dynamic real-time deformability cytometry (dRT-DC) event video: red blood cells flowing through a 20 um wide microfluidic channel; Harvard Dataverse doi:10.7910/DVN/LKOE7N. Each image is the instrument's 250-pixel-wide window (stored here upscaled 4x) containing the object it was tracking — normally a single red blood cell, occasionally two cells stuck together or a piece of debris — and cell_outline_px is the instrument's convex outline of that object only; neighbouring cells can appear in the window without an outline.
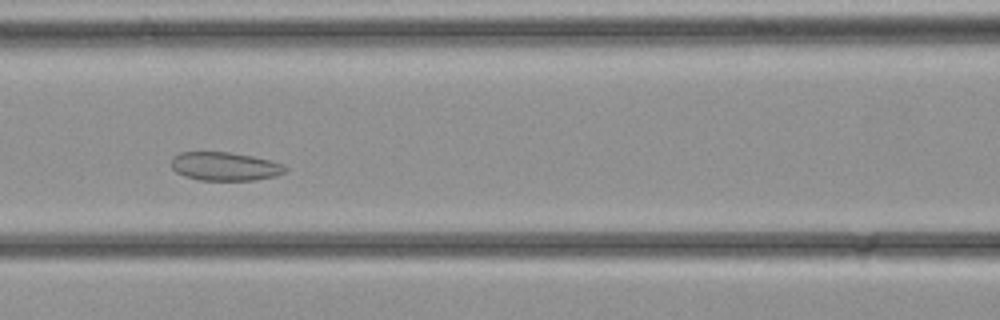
{"species": "common noctule bat (a hibernating species)", "species_latin": "Nyctalus noctula", "temperature_condition": "cold", "stored_images_in_passage": 29, "camera_frame_rate_fps": 3000, "um_per_image_px": 0.085, "animal": {"sex": "female", "body_mass_g": 21.9}, "frame": {"image": 1, "passage_image": 9, "time_ms": 2.667, "image_size_px": [1000, 320], "cell_outline_px": [[288, 168], [284, 172], [276, 176], [252, 180], [200, 180], [184, 176], [176, 172], [172, 168], [172, 156], [180, 152], [232, 152], [252, 156], [284, 164]], "centroid_in_image_um": [19.1, 14.14], "position_along_channel_um": 147.5, "area_um2": 18.96}}
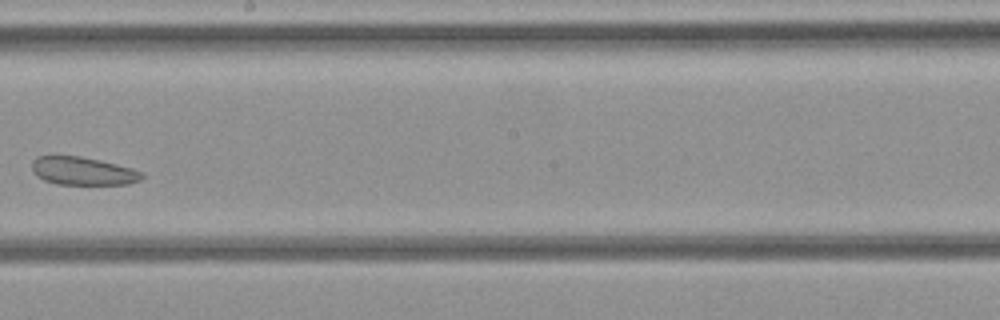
{"frame": {"image": 2, "passage_image": 14, "time_ms": 4.333, "image_size_px": [1000, 320], "cell_outline_px": [[144, 176], [140, 180], [128, 184], [56, 184], [44, 180], [36, 176], [32, 172], [32, 160], [36, 156], [80, 156], [100, 160], [132, 168], [144, 172]], "centroid_in_image_um": [7.04, 14.53], "position_along_channel_um": 241.2, "area_um2": 18.09}}
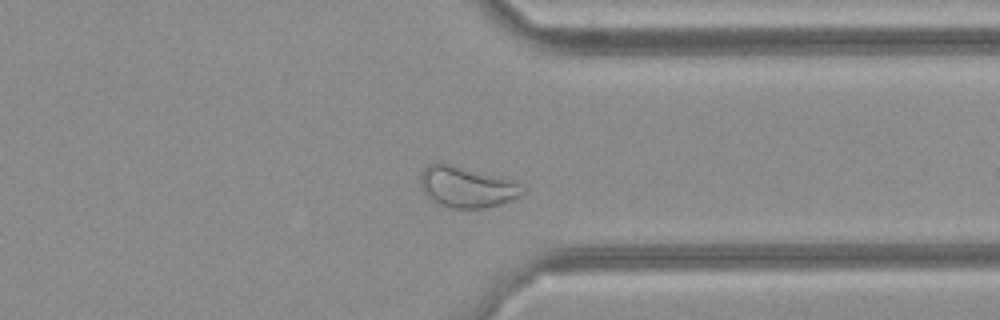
{"frame": {"image": 3, "passage_image": 21, "time_ms": 6.667, "image_size_px": [1000, 320], "cell_outline_px": [[528, 192], [512, 200], [500, 204], [484, 208], [448, 208], [432, 200], [428, 196], [420, 184], [420, 176], [424, 168], [428, 164], [452, 164], [500, 176], [520, 184], [528, 188]], "centroid_in_image_um": [39.74, 15.9], "position_along_channel_um": 371.7, "area_um2": 24.45}}